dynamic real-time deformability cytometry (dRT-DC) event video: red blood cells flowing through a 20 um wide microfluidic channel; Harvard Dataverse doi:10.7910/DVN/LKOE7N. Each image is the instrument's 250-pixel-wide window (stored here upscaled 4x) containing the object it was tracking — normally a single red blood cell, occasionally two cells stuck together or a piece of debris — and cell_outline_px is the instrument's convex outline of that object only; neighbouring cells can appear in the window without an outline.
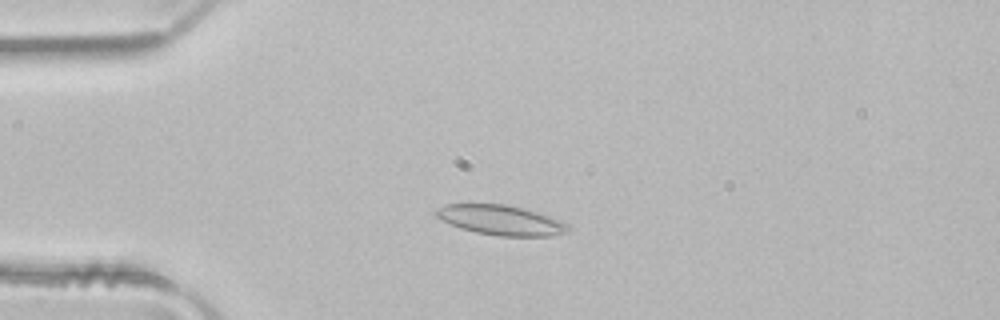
{"species": "common noctule bat (a hibernating species)", "species_latin": "Nyctalus noctula", "temperature_condition": "room temperature", "stored_images_in_passage": 5, "camera_frame_rate_fps": 3000, "um_per_image_px": 0.085, "animal": {"sex": "male", "body_mass_g": 21.5, "forearm_length_mm": 52.0}, "frame": {"image": 1, "passage_image": 5, "time_ms": 1.333, "image_size_px": [1000, 320], "cell_outline_px": [[572, 228], [568, 232], [552, 236], [496, 236], [476, 232], [460, 228], [436, 216], [432, 212], [436, 208], [444, 204], [504, 204], [536, 212], [560, 220], [568, 224]], "centroid_in_image_um": [42.57, 18.72], "position_along_channel_um": 42.4, "area_um2": 22.95}}